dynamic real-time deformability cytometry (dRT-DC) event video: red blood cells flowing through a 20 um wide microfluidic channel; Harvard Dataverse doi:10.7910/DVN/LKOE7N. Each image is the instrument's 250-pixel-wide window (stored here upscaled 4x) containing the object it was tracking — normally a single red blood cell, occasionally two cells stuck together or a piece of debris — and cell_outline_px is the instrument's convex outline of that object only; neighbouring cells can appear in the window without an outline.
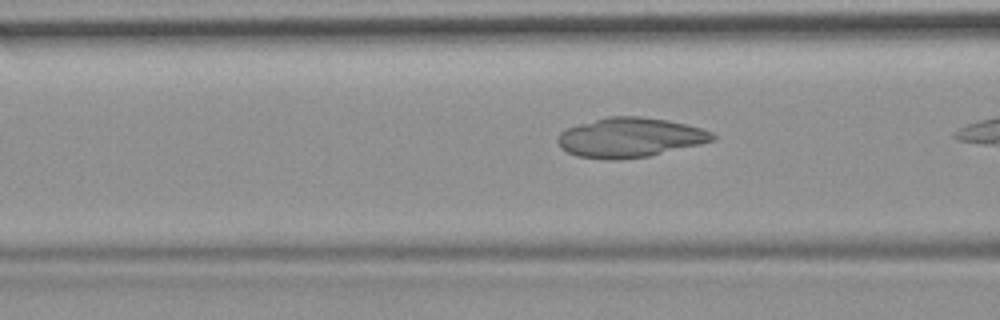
{"species": "common noctule bat (a hibernating species)", "species_latin": "Nyctalus noctula", "temperature_condition": "room temperature", "stored_images_in_passage": 19, "camera_frame_rate_fps": 3000, "um_per_image_px": 0.085, "animal": {"sex": "female", "body_mass_g": 19.9}, "frame": {"image": 1, "passage_image": 14, "time_ms": 4.333, "image_size_px": [1000, 320], "cell_outline_px": [[716, 140], [700, 144], [648, 156], [616, 160], [608, 160], [576, 156], [560, 148], [556, 140], [560, 132], [568, 128], [580, 124], [608, 116], [640, 116], [668, 120], [700, 128], [712, 132], [716, 136]], "centroid_in_image_um": [53.53, 11.69], "position_along_channel_um": 113.1, "area_um2": 35.66}}